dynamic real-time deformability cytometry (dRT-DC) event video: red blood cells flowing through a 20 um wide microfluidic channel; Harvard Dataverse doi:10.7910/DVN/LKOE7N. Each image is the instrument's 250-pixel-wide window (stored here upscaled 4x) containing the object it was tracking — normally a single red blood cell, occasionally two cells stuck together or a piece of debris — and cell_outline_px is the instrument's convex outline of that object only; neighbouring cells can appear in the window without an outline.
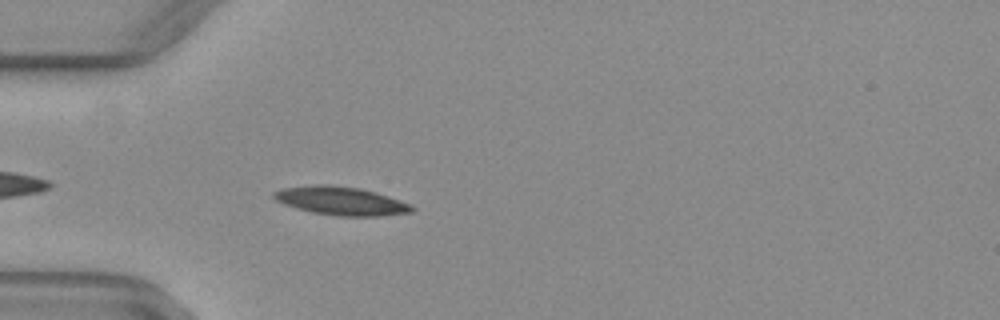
{"species": "common noctule bat (a hibernating species)", "species_latin": "Nyctalus noctula", "temperature_condition": "warm", "stored_images_in_passage": 39, "camera_frame_rate_fps": 3000, "um_per_image_px": 0.085, "animal": {"sex": "female", "body_mass_g": 29.2, "forearm_length_mm": 56.3}, "frame": {"image": 1, "passage_image": 3, "time_ms": 0.667, "image_size_px": [1000, 320], "cell_outline_px": [[416, 208], [412, 212], [376, 216], [336, 216], [312, 212], [296, 208], [284, 204], [276, 200], [272, 196], [272, 192], [284, 188], [312, 184], [332, 184], [360, 188], [376, 192], [412, 204]], "centroid_in_image_um": [28.98, 17.07], "position_along_channel_um": 56.0, "area_um2": 23.06}}
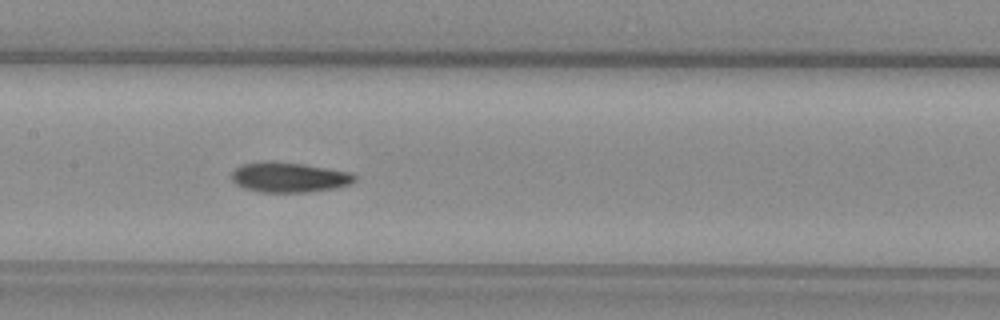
{"frame": {"image": 2, "passage_image": 13, "time_ms": 4.0, "image_size_px": [1000, 320], "cell_outline_px": [[356, 180], [348, 184], [336, 188], [308, 192], [260, 192], [244, 188], [236, 184], [232, 180], [232, 172], [240, 164], [264, 160], [272, 160], [304, 164], [352, 172], [356, 176]], "centroid_in_image_um": [24.55, 15.05], "position_along_channel_um": 182.8, "area_um2": 21.85}}
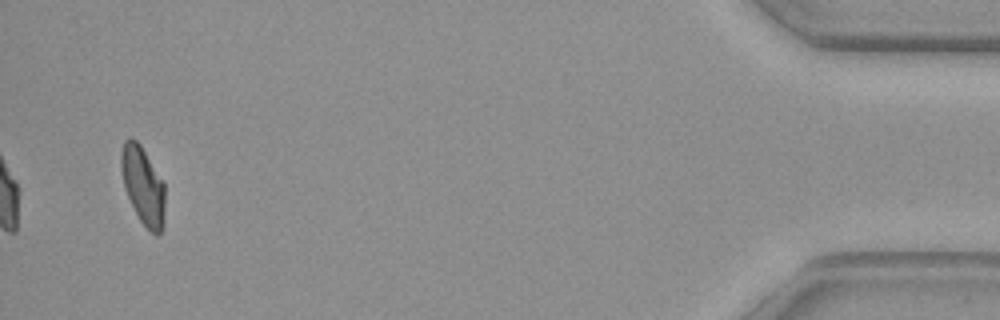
{"frame": {"image": 3, "passage_image": 37, "time_ms": 12.0, "image_size_px": [1000, 320], "cell_outline_px": [[164, 224], [160, 232], [156, 236], [140, 220], [124, 188], [120, 168], [120, 152], [124, 140], [128, 136], [132, 136], [140, 144], [164, 180]], "centroid_in_image_um": [12.14, 15.7], "position_along_channel_um": 423.1, "area_um2": 20.11}, "authors_computed_cell_mechanics": {"area_um2": 21.2126, "velocity_mm_per_s": 4.0401, "shape_relaxation_time_tau1_ms": 7.3592, "shape_relaxation_time_tau2_ms": 2.8808, "deformation_change_tau1": 0.1932, "deformation_change_tau2": 0.089}}